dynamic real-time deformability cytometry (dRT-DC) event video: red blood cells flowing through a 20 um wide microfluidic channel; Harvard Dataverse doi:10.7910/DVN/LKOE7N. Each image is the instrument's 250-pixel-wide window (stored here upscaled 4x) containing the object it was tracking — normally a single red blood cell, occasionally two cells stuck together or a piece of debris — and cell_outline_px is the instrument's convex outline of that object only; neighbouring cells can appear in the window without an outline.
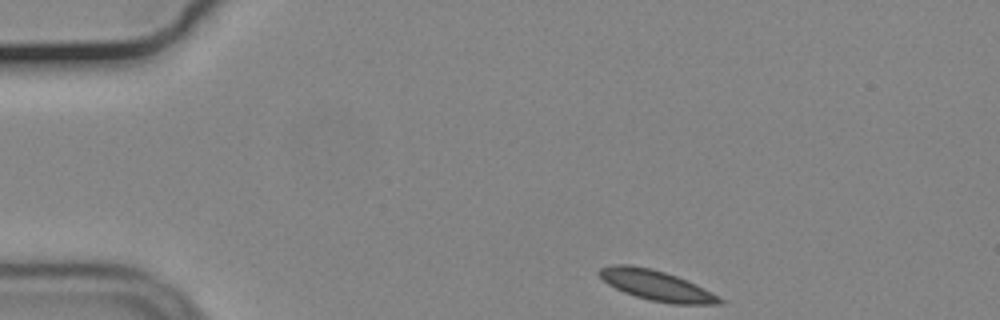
{"species": "common noctule bat (a hibernating species)", "species_latin": "Nyctalus noctula", "temperature_condition": "cold", "stored_images_in_passage": 15, "camera_frame_rate_fps": 3000, "um_per_image_px": 0.085, "animal": {"sex": "male", "body_mass_g": 19.2, "forearm_length_mm": 51.8}, "frame": {"image": 1, "passage_image": 1, "time_ms": 0.0, "image_size_px": [1000, 320], "cell_outline_px": [[724, 304], [672, 304], [652, 300], [636, 296], [624, 292], [608, 284], [596, 272], [600, 268], [612, 264], [628, 264], [652, 268], [676, 276], [704, 288], [724, 300]], "centroid_in_image_um": [55.77, 24.25], "position_along_channel_um": 29.2, "area_um2": 20.98}}
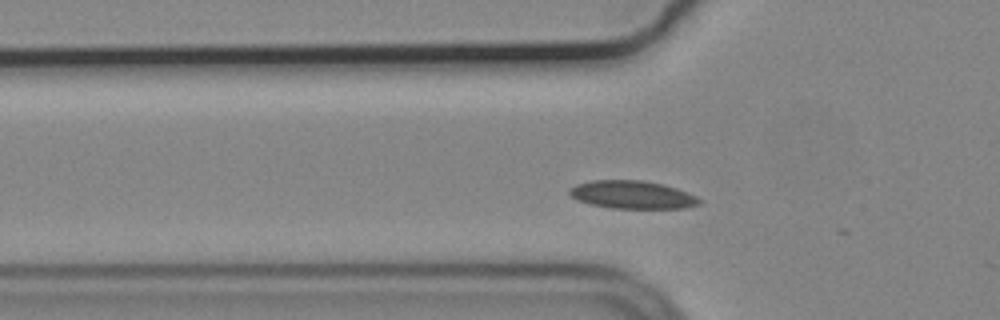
{"frame": {"image": 2, "passage_image": 10, "time_ms": 3.0, "image_size_px": [1000, 320], "cell_outline_px": [[700, 204], [684, 208], [612, 208], [588, 204], [576, 200], [568, 192], [568, 188], [576, 184], [592, 180], [644, 180], [664, 184], [676, 188], [696, 196], [700, 200]], "centroid_in_image_um": [53.7, 16.54], "position_along_channel_um": 72.1, "area_um2": 21.27}}
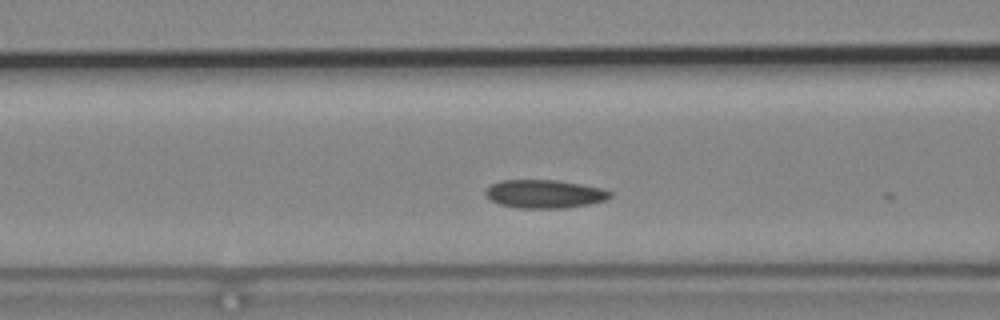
{"frame": {"image": 3, "passage_image": 14, "time_ms": 4.333, "image_size_px": [1000, 320], "cell_outline_px": [[612, 196], [604, 200], [588, 204], [568, 208], [516, 208], [500, 204], [488, 200], [484, 196], [484, 192], [492, 184], [500, 180], [556, 180], [580, 184], [600, 188], [612, 192]], "centroid_in_image_um": [46.23, 16.49], "position_along_channel_um": 120.4, "area_um2": 20.63}}